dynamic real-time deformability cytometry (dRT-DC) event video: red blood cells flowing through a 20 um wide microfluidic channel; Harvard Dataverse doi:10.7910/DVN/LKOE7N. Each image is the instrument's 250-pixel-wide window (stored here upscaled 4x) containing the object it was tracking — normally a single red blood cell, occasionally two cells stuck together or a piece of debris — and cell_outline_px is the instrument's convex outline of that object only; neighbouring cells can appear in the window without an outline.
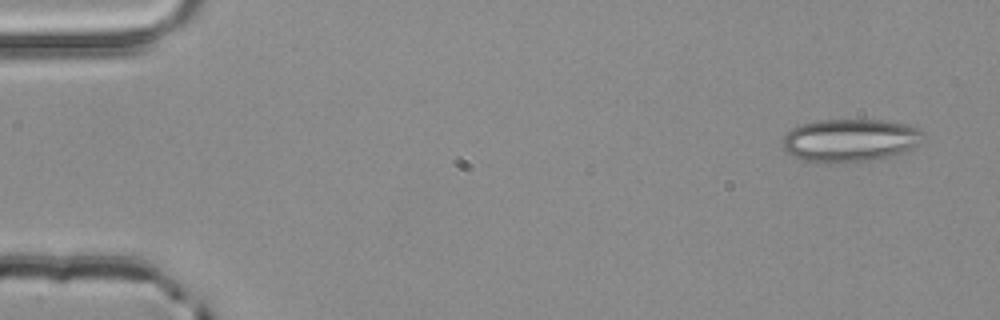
{"species": "common noctule bat (a hibernating species)", "species_latin": "Nyctalus noctula", "temperature_condition": "room temperature", "stored_images_in_passage": 3, "camera_frame_rate_fps": 3000, "um_per_image_px": 0.085, "animal": {"sex": "male", "body_mass_g": 20.4}, "frame": {"image": 1, "passage_image": 1, "time_ms": 0.0, "image_size_px": [1000, 320], "cell_outline_px": [[924, 140], [916, 148], [908, 152], [892, 156], [844, 164], [804, 160], [788, 152], [784, 148], [784, 136], [792, 128], [800, 124], [816, 120], [888, 120], [908, 124], [920, 128], [924, 132]], "centroid_in_image_um": [72.37, 11.92], "position_along_channel_um": 12.6, "area_um2": 35.72}}